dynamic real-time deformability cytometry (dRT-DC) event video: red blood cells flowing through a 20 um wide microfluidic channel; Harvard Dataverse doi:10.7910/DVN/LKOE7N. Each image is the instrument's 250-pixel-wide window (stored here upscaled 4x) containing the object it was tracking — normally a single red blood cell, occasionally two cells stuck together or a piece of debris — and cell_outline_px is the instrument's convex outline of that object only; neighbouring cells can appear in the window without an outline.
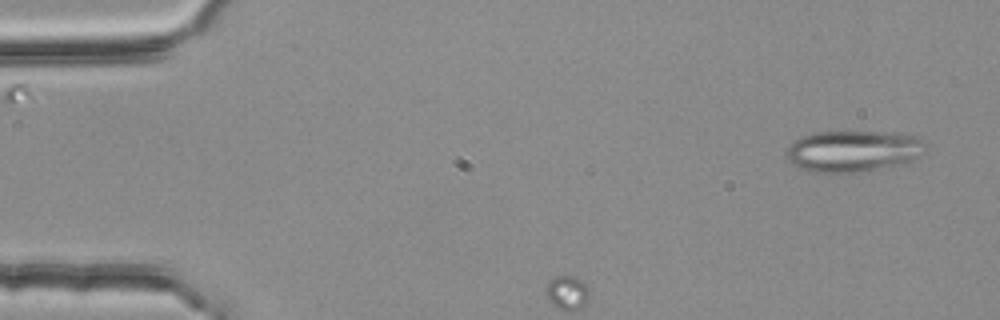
{"species": "common noctule bat (a hibernating species)", "species_latin": "Nyctalus noctula", "temperature_condition": "room temperature", "stored_images_in_passage": 3, "camera_frame_rate_fps": 3000, "um_per_image_px": 0.085, "animal": {"sex": "female", "body_mass_g": 25.1}, "frame": {"image": 1, "passage_image": 1, "time_ms": 0.0, "image_size_px": [1000, 320], "cell_outline_px": [[924, 144], [920, 156], [908, 160], [864, 172], [812, 172], [800, 168], [788, 160], [784, 156], [788, 148], [796, 140], [812, 132], [884, 132], [912, 136], [920, 140]], "centroid_in_image_um": [72.42, 12.84], "position_along_channel_um": 12.6, "area_um2": 32.66}}